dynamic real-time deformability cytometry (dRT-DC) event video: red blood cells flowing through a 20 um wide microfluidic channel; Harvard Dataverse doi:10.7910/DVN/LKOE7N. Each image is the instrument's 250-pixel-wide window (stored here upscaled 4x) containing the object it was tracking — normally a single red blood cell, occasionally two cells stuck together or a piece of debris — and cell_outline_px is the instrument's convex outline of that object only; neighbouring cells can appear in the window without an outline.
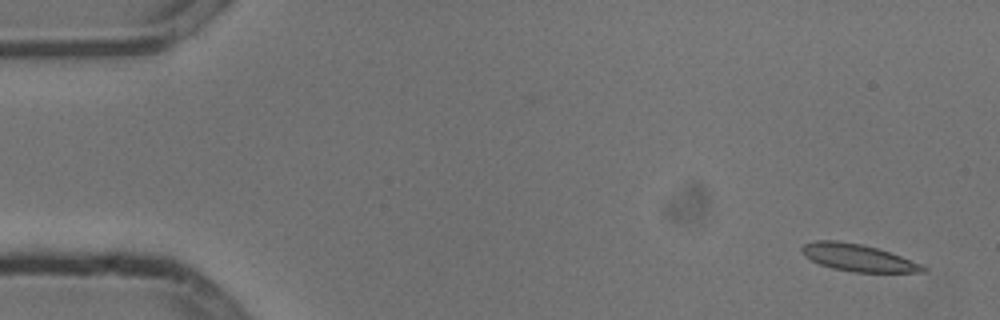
{"species": "common noctule bat (a hibernating species)", "species_latin": "Nyctalus noctula", "temperature_condition": "cold", "stored_images_in_passage": 5, "camera_frame_rate_fps": 3000, "um_per_image_px": 0.085, "animal": {"sex": "male", "body_mass_g": 13.3}, "frame": {"image": 1, "passage_image": 1, "time_ms": 0.0, "image_size_px": [1000, 320], "cell_outline_px": [[928, 272], [852, 272], [832, 268], [820, 264], [804, 256], [800, 248], [804, 244], [816, 240], [836, 240], [860, 244], [876, 248], [924, 264], [928, 268]], "centroid_in_image_um": [72.95, 21.91], "position_along_channel_um": 12.1, "area_um2": 19.13}}